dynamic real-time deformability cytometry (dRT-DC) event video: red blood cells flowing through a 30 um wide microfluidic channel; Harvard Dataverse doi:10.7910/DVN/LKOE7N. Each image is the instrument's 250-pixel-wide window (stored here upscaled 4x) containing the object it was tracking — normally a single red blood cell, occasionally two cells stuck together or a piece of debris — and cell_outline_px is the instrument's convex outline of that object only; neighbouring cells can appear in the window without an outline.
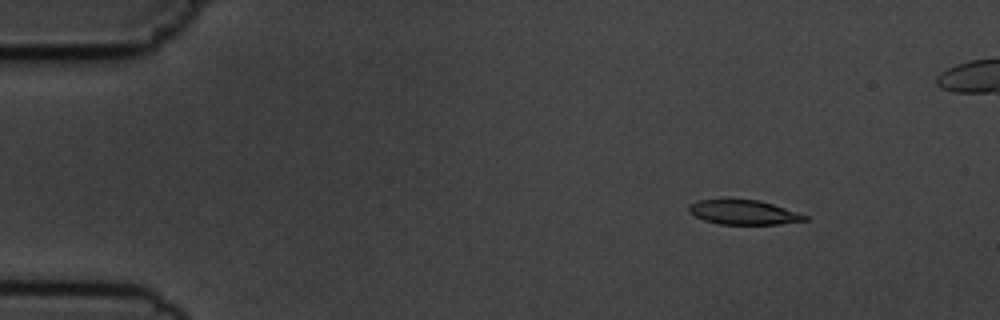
{"species": "common noctule bat (a hibernating species)", "species_latin": "Nyctalus noctula", "temperature_condition": "cold", "stored_images_in_passage": 4, "camera_frame_rate_fps": 3000, "um_per_image_px": 0.085, "animal": {"sex": "male", "body_mass_g": 19.5, "forearm_length_mm": 54.6}, "frame": {"image": 1, "passage_image": 2, "time_ms": 1.333, "image_size_px": [1000, 320], "cell_outline_px": [[808, 220], [780, 224], [720, 224], [704, 220], [688, 212], [688, 208], [696, 200], [760, 200], [808, 216]], "centroid_in_image_um": [63.21, 18.06], "position_along_channel_um": 21.8, "area_um2": 16.24}}